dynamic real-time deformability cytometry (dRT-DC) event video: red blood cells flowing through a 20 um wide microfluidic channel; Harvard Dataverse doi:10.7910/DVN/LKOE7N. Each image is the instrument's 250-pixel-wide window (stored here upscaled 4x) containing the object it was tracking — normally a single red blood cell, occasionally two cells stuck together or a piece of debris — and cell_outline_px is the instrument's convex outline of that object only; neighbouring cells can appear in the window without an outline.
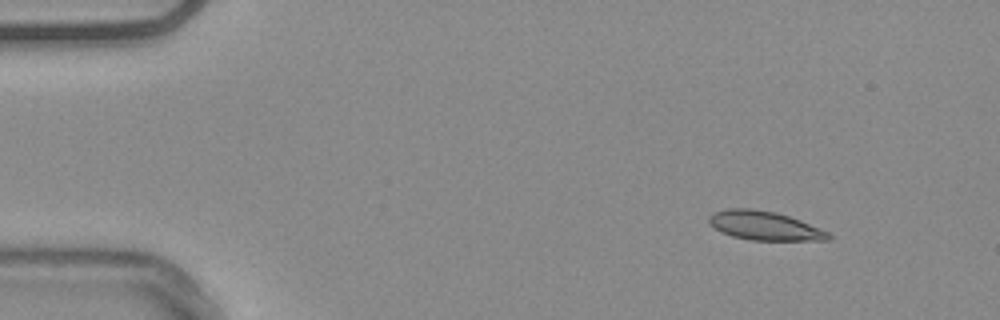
{"species": "common noctule bat (a hibernating species)", "species_latin": "Nyctalus noctula", "temperature_condition": "warm", "stored_images_in_passage": 18, "camera_frame_rate_fps": 3000, "um_per_image_px": 0.085, "animal": {"sex": "male", "body_mass_g": 20.4}, "frame": {"image": 1, "passage_image": 1, "time_ms": 0.0, "image_size_px": [1000, 320], "cell_outline_px": [[832, 240], [752, 240], [732, 236], [720, 232], [708, 220], [708, 216], [712, 212], [728, 208], [752, 208], [776, 212], [800, 220], [828, 232], [832, 236]], "centroid_in_image_um": [64.97, 19.18], "position_along_channel_um": 20.0, "area_um2": 20.11}}
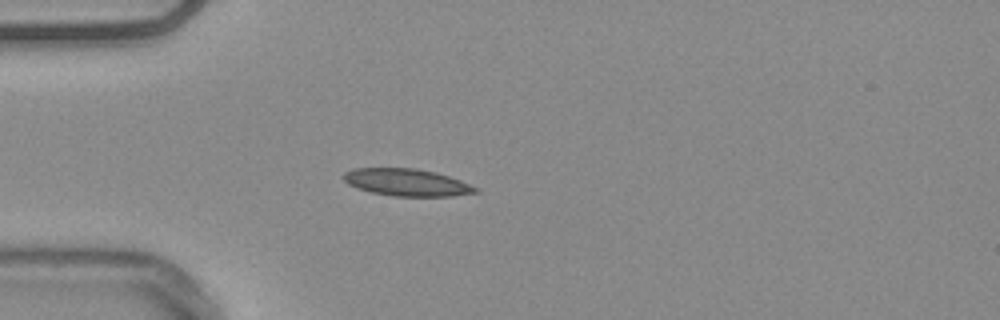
{"frame": {"image": 2, "passage_image": 10, "time_ms": 3.0, "image_size_px": [1000, 320], "cell_outline_px": [[480, 192], [452, 196], [392, 196], [372, 192], [356, 188], [348, 184], [344, 180], [344, 172], [352, 168], [416, 168], [436, 172], [460, 180], [480, 188]], "centroid_in_image_um": [34.6, 15.5], "position_along_channel_um": 50.4, "area_um2": 21.04}}
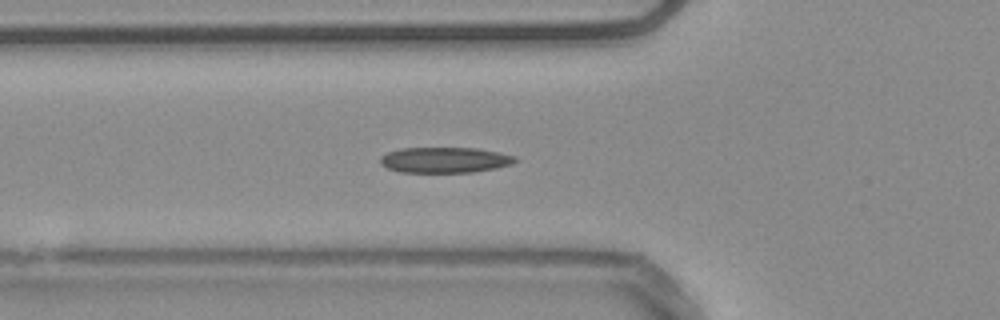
{"frame": {"image": 3, "passage_image": 14, "time_ms": 4.333, "image_size_px": [1000, 320], "cell_outline_px": [[516, 160], [512, 164], [496, 168], [472, 172], [400, 172], [388, 168], [380, 164], [380, 156], [388, 152], [400, 148], [476, 148], [516, 156]], "centroid_in_image_um": [37.78, 13.6], "position_along_channel_um": 88.0, "area_um2": 20.06}}